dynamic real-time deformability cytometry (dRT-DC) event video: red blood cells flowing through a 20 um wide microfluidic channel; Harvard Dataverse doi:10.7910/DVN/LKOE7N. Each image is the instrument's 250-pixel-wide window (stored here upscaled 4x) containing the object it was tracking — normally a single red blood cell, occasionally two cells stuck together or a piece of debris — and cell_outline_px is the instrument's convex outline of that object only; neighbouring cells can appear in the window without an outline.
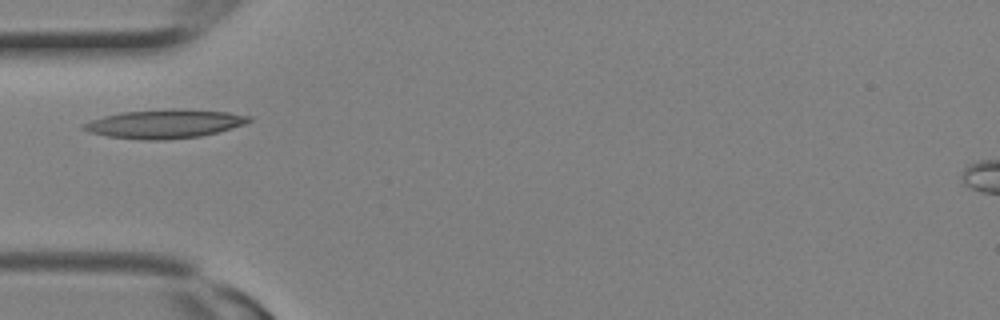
{"species": "Egyptian fruit bat (a non-hibernating species)", "species_latin": "Rousettus aegyptiacus", "temperature_condition": "room temperature", "stored_images_in_passage": 2, "camera_frame_rate_fps": 3000, "um_per_image_px": 0.085, "animal": {"sex": "female"}, "frame": {"image": 1, "passage_image": 2, "time_ms": 0.333, "image_size_px": [1000, 320], "cell_outline_px": [[252, 120], [244, 124], [216, 132], [200, 136], [164, 140], [140, 140], [108, 136], [88, 132], [80, 128], [80, 124], [104, 116], [120, 112], [172, 108], [228, 112], [252, 116]], "centroid_in_image_um": [13.95, 10.52], "position_along_channel_um": 71.1, "area_um2": 27.8}}